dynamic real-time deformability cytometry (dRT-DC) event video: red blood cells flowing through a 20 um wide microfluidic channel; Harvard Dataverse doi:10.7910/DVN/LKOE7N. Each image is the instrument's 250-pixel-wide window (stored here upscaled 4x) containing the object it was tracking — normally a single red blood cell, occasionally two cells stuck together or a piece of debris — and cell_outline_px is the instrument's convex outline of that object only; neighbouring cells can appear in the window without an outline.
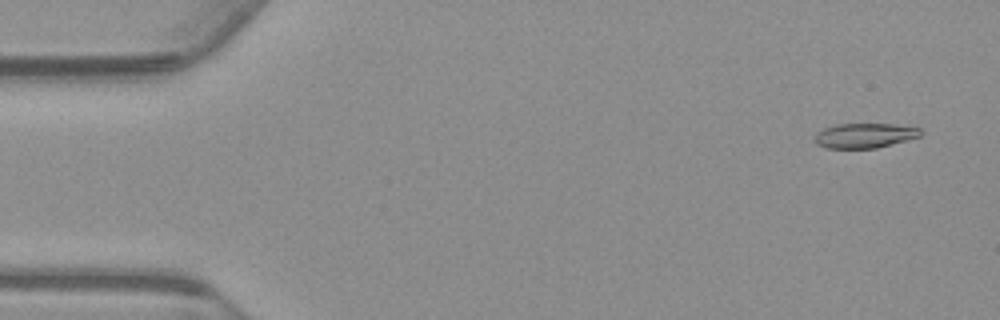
{"species": "common noctule bat (a hibernating species)", "species_latin": "Nyctalus noctula", "temperature_condition": "warm", "stored_images_in_passage": 12, "camera_frame_rate_fps": 3000, "um_per_image_px": 0.085, "animal": {"sex": "male", "body_mass_g": 23.1, "forearm_length_mm": 52.7}, "frame": {"image": 1, "passage_image": 3, "time_ms": 0.667, "image_size_px": [1000, 320], "cell_outline_px": [[924, 132], [920, 136], [908, 140], [876, 148], [824, 148], [816, 144], [812, 140], [816, 132], [824, 128], [836, 124], [896, 124], [920, 128]], "centroid_in_image_um": [73.47, 11.52], "position_along_channel_um": 11.5, "area_um2": 15.55}}